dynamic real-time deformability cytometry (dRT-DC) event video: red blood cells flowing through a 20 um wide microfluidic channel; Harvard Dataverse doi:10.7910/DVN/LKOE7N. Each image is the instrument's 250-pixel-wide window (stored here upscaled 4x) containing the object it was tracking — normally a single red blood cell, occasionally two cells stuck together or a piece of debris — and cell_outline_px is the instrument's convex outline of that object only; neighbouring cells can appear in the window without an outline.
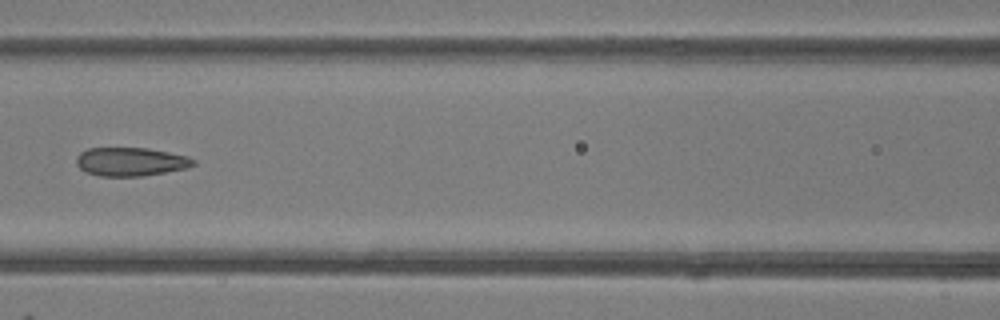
{"species": "common noctule bat (a hibernating species)", "species_latin": "Nyctalus noctula", "temperature_condition": "room temperature", "stored_images_in_passage": 6, "camera_frame_rate_fps": 3000, "um_per_image_px": 0.085, "animal": {"sex": "female"}, "frame": {"image": 1, "passage_image": 6, "time_ms": 6.667, "image_size_px": [1000, 320], "cell_outline_px": [[196, 164], [188, 168], [140, 176], [100, 176], [84, 172], [76, 164], [76, 156], [80, 152], [88, 148], [148, 148], [188, 156], [196, 160]], "centroid_in_image_um": [11.1, 13.74], "position_along_channel_um": 155.5, "area_um2": 19.59}}